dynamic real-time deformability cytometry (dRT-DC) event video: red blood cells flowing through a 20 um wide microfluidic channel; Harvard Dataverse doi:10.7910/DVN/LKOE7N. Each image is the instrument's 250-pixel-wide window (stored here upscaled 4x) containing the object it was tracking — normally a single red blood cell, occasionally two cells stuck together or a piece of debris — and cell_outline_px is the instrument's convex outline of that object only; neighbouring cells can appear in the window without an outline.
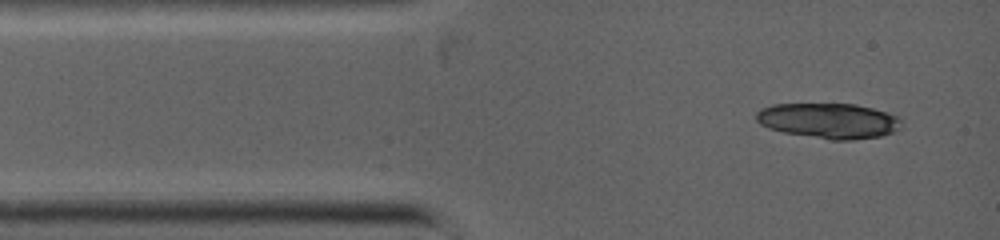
{"species": "common noctule bat (a hibernating species)", "species_latin": "Nyctalus noctula", "temperature_condition": "warm", "stored_images_in_passage": 7, "camera_frame_rate_fps": 5000, "um_per_image_px": 0.085, "animal": {"sex": "female", "body_mass_g": 19.0, "forearm_length_mm": 53.3}, "frame": {"image": 1, "passage_image": 1, "time_ms": 0.0, "image_size_px": [1000, 240], "cell_outline_px": [[900, 128], [892, 132], [880, 136], [852, 140], [828, 140], [784, 132], [768, 128], [760, 124], [756, 120], [756, 112], [760, 108], [772, 104], [856, 104], [872, 108], [896, 116], [900, 120]], "centroid_in_image_um": [70.39, 10.26], "position_along_channel_um": 14.6, "area_um2": 29.82}}